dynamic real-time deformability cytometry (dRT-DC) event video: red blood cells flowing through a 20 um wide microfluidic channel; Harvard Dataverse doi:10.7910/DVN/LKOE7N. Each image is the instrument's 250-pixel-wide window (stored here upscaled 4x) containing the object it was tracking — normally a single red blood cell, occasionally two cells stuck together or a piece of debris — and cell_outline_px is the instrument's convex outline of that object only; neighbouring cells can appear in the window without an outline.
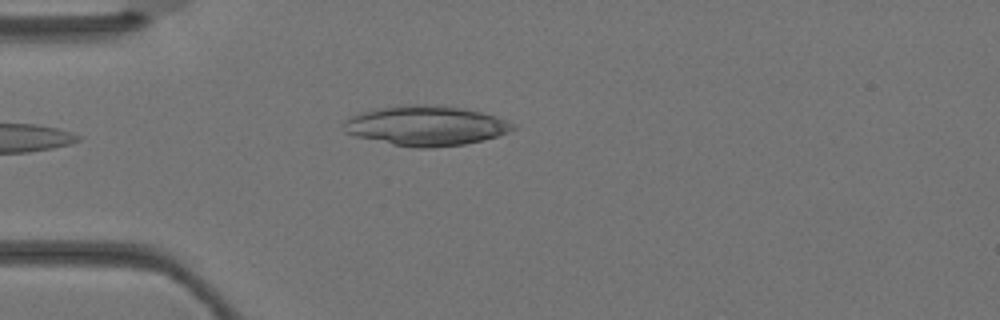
{"species": "Egyptian fruit bat (a non-hibernating species)", "species_latin": "Rousettus aegyptiacus", "temperature_condition": "warm", "stored_images_in_passage": 2, "camera_frame_rate_fps": 3000, "um_per_image_px": 0.085, "animal": {"sex": "female"}, "frame": {"image": 1, "passage_image": 2, "time_ms": 0.333, "image_size_px": [1000, 320], "cell_outline_px": [[516, 128], [508, 132], [484, 140], [464, 144], [432, 148], [416, 148], [392, 144], [356, 136], [344, 132], [344, 120], [348, 116], [360, 112], [376, 108], [412, 104], [436, 104], [464, 108], [496, 116], [516, 124]], "centroid_in_image_um": [36.2, 10.67], "position_along_channel_um": 48.8, "area_um2": 39.54}}